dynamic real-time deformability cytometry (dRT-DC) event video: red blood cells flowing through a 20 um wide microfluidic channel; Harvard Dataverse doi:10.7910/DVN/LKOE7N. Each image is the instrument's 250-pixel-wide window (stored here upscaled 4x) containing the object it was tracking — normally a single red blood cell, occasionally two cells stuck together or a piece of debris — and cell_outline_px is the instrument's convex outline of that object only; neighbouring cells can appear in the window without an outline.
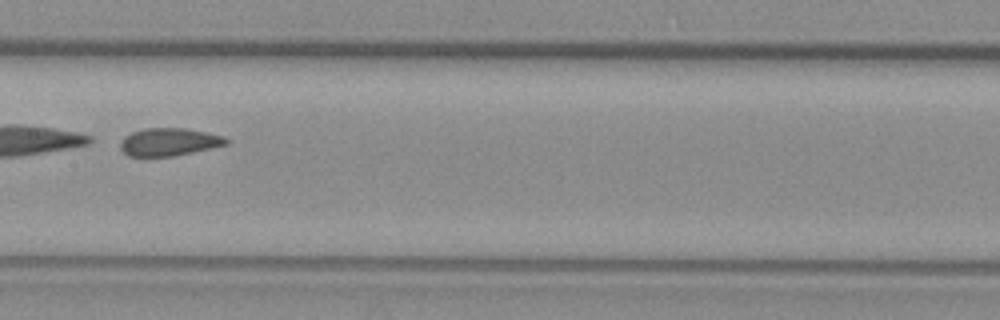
{"species": "common noctule bat (a hibernating species)", "species_latin": "Nyctalus noctula", "temperature_condition": "warm", "stored_images_in_passage": 38, "camera_frame_rate_fps": 3000, "um_per_image_px": 0.085, "animal": {"sex": "female", "body_mass_g": 29.2, "forearm_length_mm": 56.3}, "frame": {"image": 1, "passage_image": 12, "time_ms": 3.667, "image_size_px": [1000, 320], "cell_outline_px": [[228, 144], [192, 152], [172, 156], [144, 160], [128, 156], [120, 148], [120, 140], [124, 136], [132, 132], [144, 128], [188, 128], [224, 136], [228, 140]], "centroid_in_image_um": [14.28, 12.1], "position_along_channel_um": 193.1, "area_um2": 17.74}}
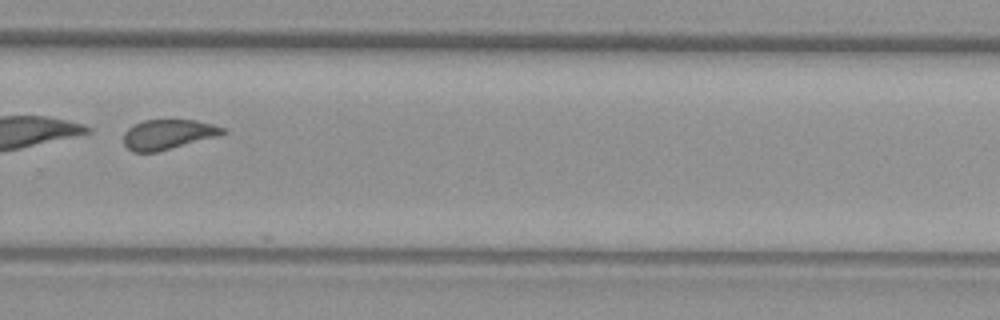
{"frame": {"image": 2, "passage_image": 22, "time_ms": 7.0, "image_size_px": [1000, 320], "cell_outline_px": [[228, 132], [216, 136], [156, 152], [132, 152], [124, 144], [124, 132], [128, 128], [144, 120], [196, 120], [212, 124], [224, 128]], "centroid_in_image_um": [14.26, 11.42], "position_along_channel_um": 315.5, "area_um2": 16.99}, "authors_computed_cell_mechanics": {"area_um2": 18.1492, "velocity_mm_per_s": 3.6944, "shape_relaxation_time_tau1_ms": 11.065, "shape_relaxation_time_tau2_ms": 1.3891, "deformation_change_tau1": 0.2072, "deformation_change_tau2": 0.0798}}